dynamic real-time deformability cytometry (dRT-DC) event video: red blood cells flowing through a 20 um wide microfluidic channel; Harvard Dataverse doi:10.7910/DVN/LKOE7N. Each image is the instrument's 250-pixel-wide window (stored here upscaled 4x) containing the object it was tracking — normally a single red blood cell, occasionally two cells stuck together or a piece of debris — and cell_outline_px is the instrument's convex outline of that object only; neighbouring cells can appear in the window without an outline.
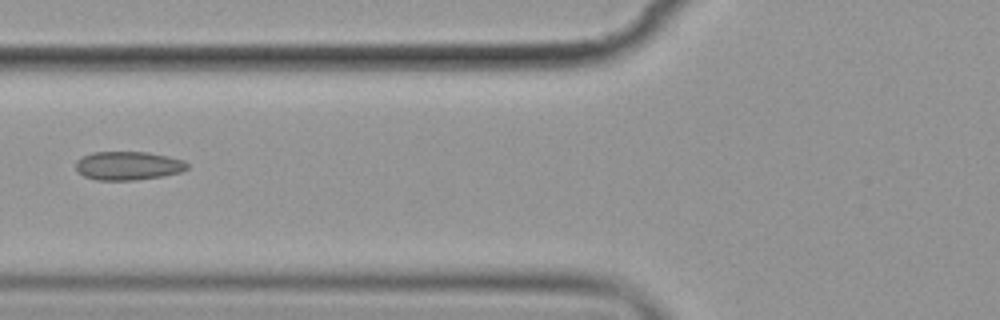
{"species": "common noctule bat (a hibernating species)", "species_latin": "Nyctalus noctula", "temperature_condition": "cold", "stored_images_in_passage": 4, "camera_frame_rate_fps": 3000, "um_per_image_px": 0.085, "animal": {"sex": "female", "body_mass_g": 19.9}, "frame": {"image": 1, "passage_image": 4, "time_ms": 3.333, "image_size_px": [1000, 320], "cell_outline_px": [[188, 168], [180, 172], [164, 176], [136, 180], [96, 180], [84, 176], [76, 168], [76, 160], [92, 152], [148, 152], [168, 156], [184, 160], [188, 164]], "centroid_in_image_um": [10.91, 14.09], "position_along_channel_um": 114.9, "area_um2": 18.61}}